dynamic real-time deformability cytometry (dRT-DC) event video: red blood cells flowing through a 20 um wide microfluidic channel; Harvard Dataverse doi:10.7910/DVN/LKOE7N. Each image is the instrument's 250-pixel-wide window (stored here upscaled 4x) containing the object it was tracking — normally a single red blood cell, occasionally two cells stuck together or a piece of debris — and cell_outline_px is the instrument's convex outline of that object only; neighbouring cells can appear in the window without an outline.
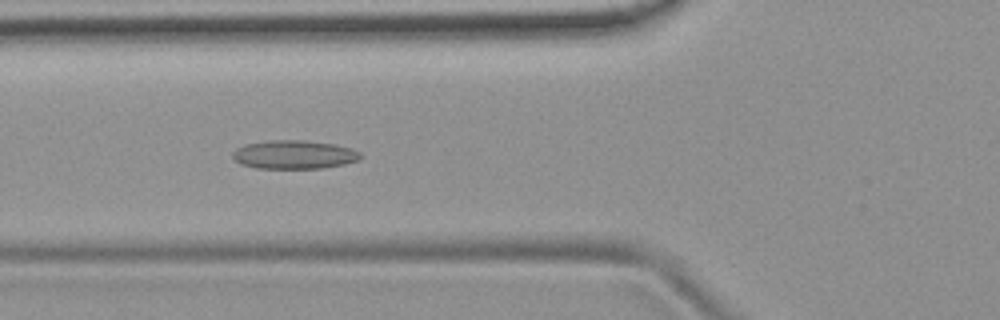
{"species": "common noctule bat (a hibernating species)", "species_latin": "Nyctalus noctula", "temperature_condition": "room temperature", "stored_images_in_passage": 5, "camera_frame_rate_fps": 3000, "um_per_image_px": 0.085, "animal": {"sex": "female", "body_mass_g": 19.9}, "frame": {"image": 1, "passage_image": 4, "time_ms": 3.333, "image_size_px": [1000, 320], "cell_outline_px": [[364, 156], [360, 160], [344, 164], [324, 168], [256, 168], [240, 164], [232, 156], [232, 152], [236, 148], [244, 144], [272, 140], [304, 140], [336, 144], [352, 148], [360, 152]], "centroid_in_image_um": [25.04, 13.14], "position_along_channel_um": 100.8, "area_um2": 21.56}}
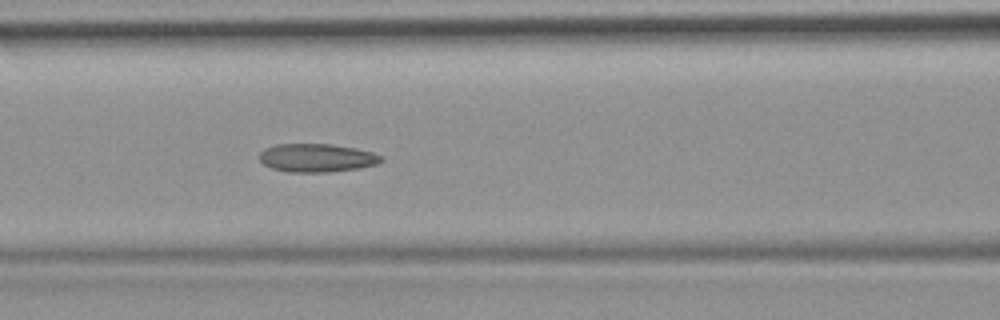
{"frame": {"image": 2, "passage_image": 5, "time_ms": 4.333, "image_size_px": [1000, 320], "cell_outline_px": [[384, 160], [376, 164], [360, 168], [332, 172], [288, 172], [272, 168], [264, 164], [260, 160], [260, 152], [264, 148], [276, 144], [332, 144], [356, 148], [372, 152], [380, 156]], "centroid_in_image_um": [26.92, 13.42], "position_along_channel_um": 139.7, "area_um2": 20.17}}